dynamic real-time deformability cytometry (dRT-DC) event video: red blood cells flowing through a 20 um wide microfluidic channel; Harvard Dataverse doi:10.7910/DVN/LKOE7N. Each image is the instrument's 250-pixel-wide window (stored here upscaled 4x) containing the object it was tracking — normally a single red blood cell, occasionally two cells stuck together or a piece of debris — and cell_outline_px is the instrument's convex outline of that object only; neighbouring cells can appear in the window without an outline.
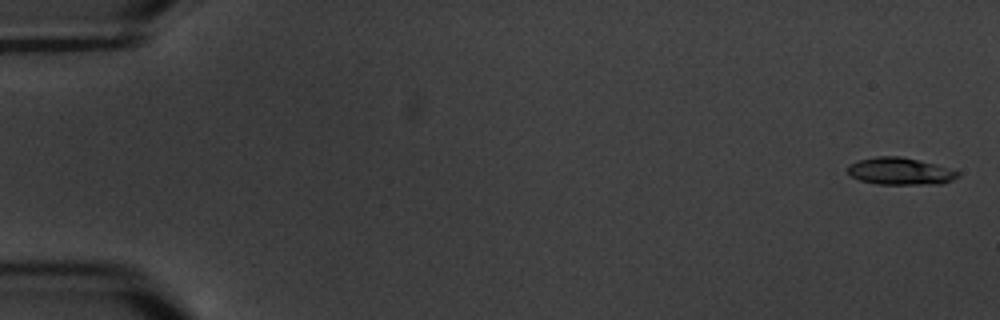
{"species": "common noctule bat (a hibernating species)", "species_latin": "Nyctalus noctula", "temperature_condition": "warm", "stored_images_in_passage": 6, "camera_frame_rate_fps": 3000, "um_per_image_px": 0.085, "animal": {"sex": "male", "body_mass_g": 20.1, "forearm_length_mm": 53.5}, "frame": {"image": 1, "passage_image": 1, "time_ms": 0.0, "image_size_px": [1000, 320], "cell_outline_px": [[960, 176], [952, 180], [940, 184], [876, 184], [860, 180], [852, 176], [848, 172], [848, 164], [856, 160], [876, 156], [900, 156], [936, 164], [960, 172]], "centroid_in_image_um": [76.5, 14.55], "position_along_channel_um": 8.5, "area_um2": 17.51}}
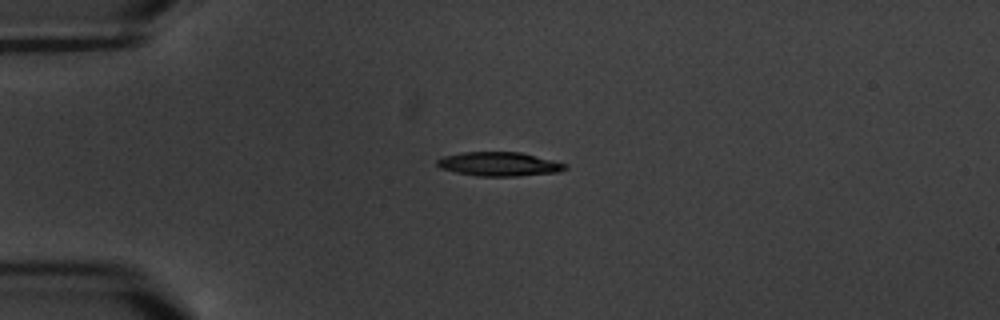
{"frame": {"image": 2, "passage_image": 5, "time_ms": 4.667, "image_size_px": [1000, 320], "cell_outline_px": [[568, 168], [560, 172], [516, 176], [476, 176], [456, 172], [440, 168], [436, 164], [436, 160], [444, 156], [464, 152], [520, 152], [568, 164]], "centroid_in_image_um": [42.44, 13.95], "position_along_channel_um": 42.6, "area_um2": 17.92}}